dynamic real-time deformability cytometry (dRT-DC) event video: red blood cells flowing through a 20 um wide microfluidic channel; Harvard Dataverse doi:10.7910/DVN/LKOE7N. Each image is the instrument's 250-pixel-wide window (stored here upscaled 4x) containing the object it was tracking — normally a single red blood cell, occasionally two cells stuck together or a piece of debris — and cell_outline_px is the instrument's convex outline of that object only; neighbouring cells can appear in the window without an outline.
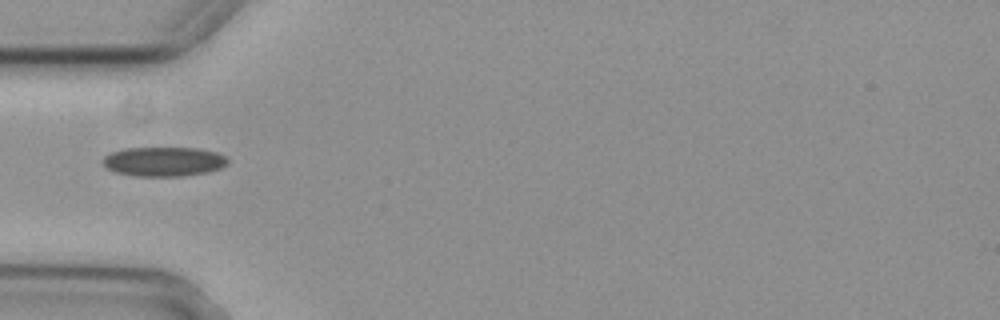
{"species": "common noctule bat (a hibernating species)", "species_latin": "Nyctalus noctula", "temperature_condition": "cold", "stored_images_in_passage": 4, "camera_frame_rate_fps": 3000, "um_per_image_px": 0.085, "animal": {"sex": "female", "body_mass_g": 29.2, "forearm_length_mm": 56.3}, "frame": {"image": 1, "passage_image": 1, "time_ms": 0.0, "image_size_px": [1000, 320], "cell_outline_px": [[228, 164], [220, 168], [208, 172], [184, 176], [136, 176], [116, 172], [108, 168], [104, 164], [104, 156], [112, 152], [124, 148], [200, 148], [216, 152], [224, 156], [228, 160]], "centroid_in_image_um": [13.95, 13.73], "position_along_channel_um": 71.0, "area_um2": 21.33}}
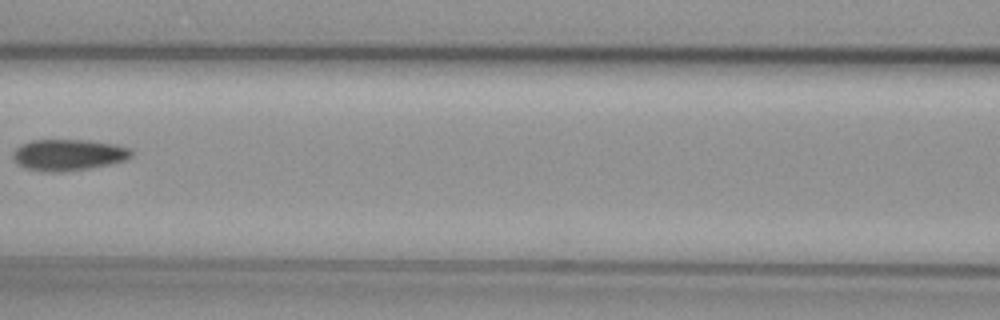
{"frame": {"image": 2, "passage_image": 3, "time_ms": 0.667, "image_size_px": [1000, 320], "cell_outline_px": [[132, 156], [124, 160], [108, 164], [88, 168], [64, 172], [44, 172], [24, 168], [16, 164], [12, 156], [12, 152], [20, 144], [32, 140], [92, 140], [116, 144], [128, 148], [132, 152]], "centroid_in_image_um": [5.75, 13.16], "position_along_channel_um": 160.8, "area_um2": 21.79}}
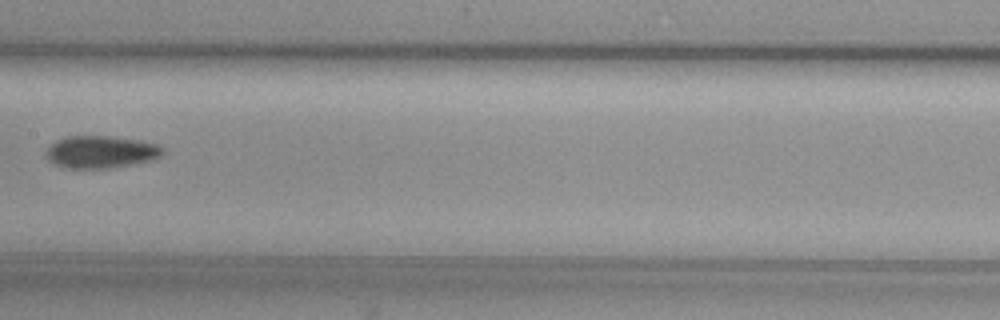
{"frame": {"image": 3, "passage_image": 4, "time_ms": 1.0, "image_size_px": [1000, 320], "cell_outline_px": [[164, 152], [156, 160], [108, 168], [68, 168], [56, 164], [48, 160], [44, 156], [44, 152], [56, 140], [64, 136], [108, 136], [140, 140], [156, 144], [164, 148]], "centroid_in_image_um": [8.58, 12.91], "position_along_channel_um": 198.8, "area_um2": 22.14}}